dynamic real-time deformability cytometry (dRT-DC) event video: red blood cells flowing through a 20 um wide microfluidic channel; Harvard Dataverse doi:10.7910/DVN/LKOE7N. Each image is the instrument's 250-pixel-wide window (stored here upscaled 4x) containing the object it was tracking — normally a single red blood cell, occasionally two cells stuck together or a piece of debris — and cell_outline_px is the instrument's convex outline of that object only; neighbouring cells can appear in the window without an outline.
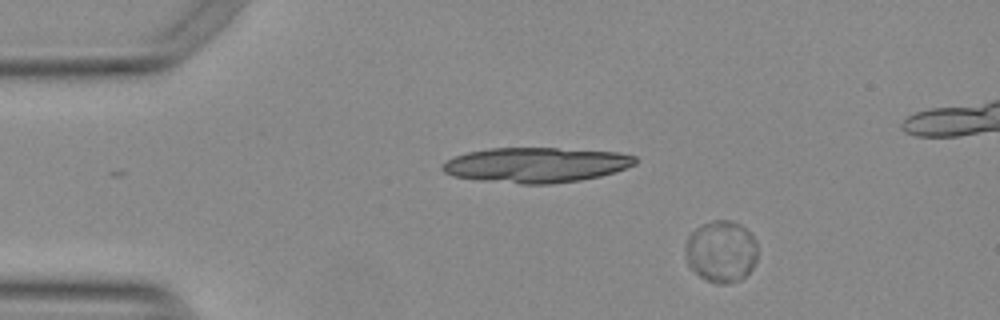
{"species": "Egyptian fruit bat (a non-hibernating species)", "species_latin": "Rousettus aegyptiacus", "temperature_condition": "warm", "stored_images_in_passage": 55, "camera_frame_rate_fps": 3000, "um_per_image_px": 0.085, "animal": {"sex": "female"}, "frame": {"image": 1, "passage_image": 7, "time_ms": 2.0, "image_size_px": [1000, 320], "cell_outline_px": [[756, 264], [740, 280], [728, 284], [716, 284], [700, 276], [688, 264], [684, 256], [684, 244], [688, 236], [696, 228], [712, 220], [732, 220], [740, 224], [756, 240]], "centroid_in_image_um": [61.28, 21.37], "position_along_channel_um": 23.7, "area_um2": 26.13}}
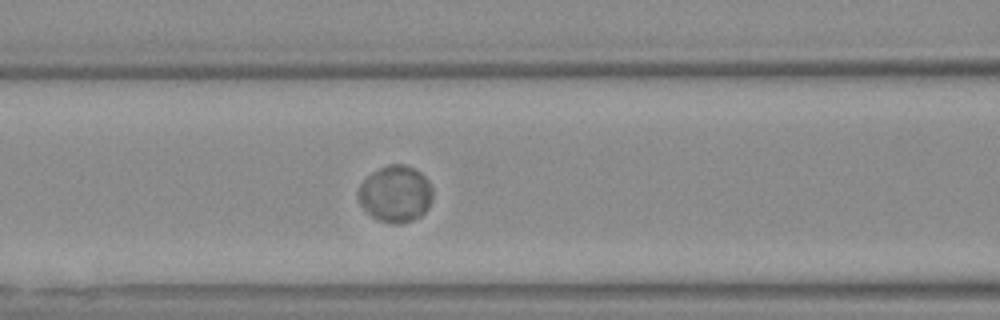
{"frame": {"image": 2, "passage_image": 22, "time_ms": 7.0, "image_size_px": [1000, 320], "cell_outline_px": [[432, 200], [428, 208], [420, 216], [412, 220], [400, 224], [392, 224], [376, 220], [360, 204], [356, 192], [360, 184], [372, 172], [388, 164], [404, 164], [420, 172], [428, 180], [432, 188]], "centroid_in_image_um": [33.6, 16.49], "position_along_channel_um": 133.0, "area_um2": 24.68}}
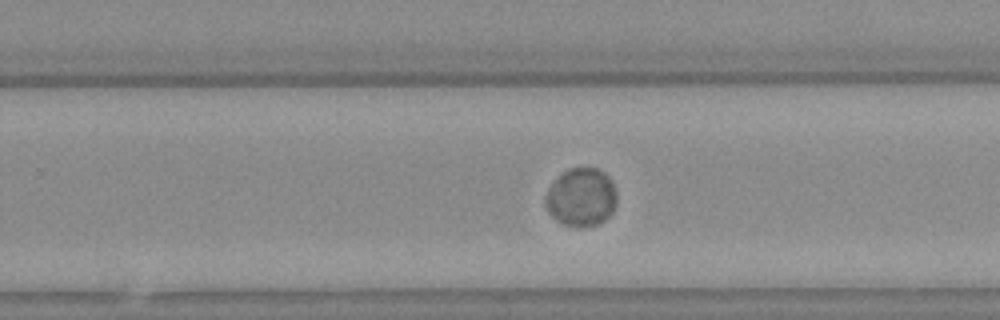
{"frame": {"image": 3, "passage_image": 34, "time_ms": 11.0, "image_size_px": [1000, 320], "cell_outline_px": [[616, 204], [612, 212], [604, 220], [596, 224], [584, 228], [576, 228], [564, 224], [556, 220], [548, 212], [544, 204], [544, 196], [548, 188], [568, 168], [596, 168], [604, 172], [608, 176], [616, 192]], "centroid_in_image_um": [49.38, 16.79], "position_along_channel_um": 280.4, "area_um2": 24.28}}